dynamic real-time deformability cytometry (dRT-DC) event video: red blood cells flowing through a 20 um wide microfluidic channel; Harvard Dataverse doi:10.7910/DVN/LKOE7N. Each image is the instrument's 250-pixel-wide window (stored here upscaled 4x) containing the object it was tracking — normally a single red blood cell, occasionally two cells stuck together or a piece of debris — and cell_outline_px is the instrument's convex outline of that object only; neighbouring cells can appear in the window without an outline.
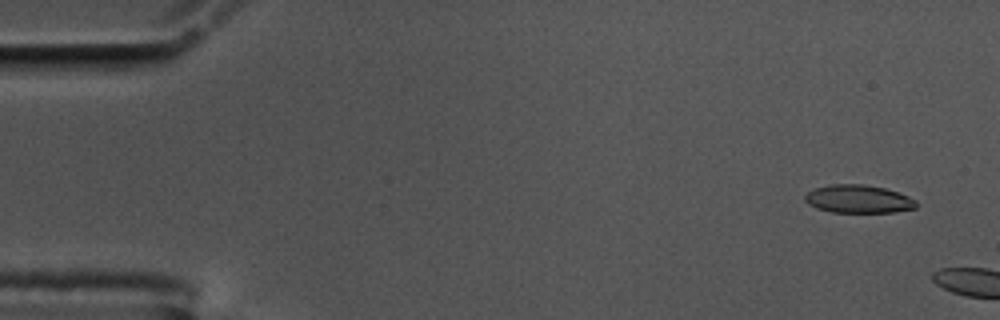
{"species": "common noctule bat (a hibernating species)", "species_latin": "Nyctalus noctula", "temperature_condition": "cold", "stored_images_in_passage": 8, "camera_frame_rate_fps": 3000, "um_per_image_px": 0.085, "animal": {"sex": "male", "body_mass_g": 17.5, "forearm_length_mm": 52.3}, "frame": {"image": 1, "passage_image": 4, "time_ms": 1.0, "image_size_px": [1000, 320], "cell_outline_px": [[916, 208], [892, 212], [832, 212], [816, 208], [808, 204], [804, 200], [804, 196], [808, 192], [816, 188], [832, 184], [864, 184], [884, 188], [908, 196], [916, 200]], "centroid_in_image_um": [72.94, 16.92], "position_along_channel_um": 12.1, "area_um2": 18.09}}